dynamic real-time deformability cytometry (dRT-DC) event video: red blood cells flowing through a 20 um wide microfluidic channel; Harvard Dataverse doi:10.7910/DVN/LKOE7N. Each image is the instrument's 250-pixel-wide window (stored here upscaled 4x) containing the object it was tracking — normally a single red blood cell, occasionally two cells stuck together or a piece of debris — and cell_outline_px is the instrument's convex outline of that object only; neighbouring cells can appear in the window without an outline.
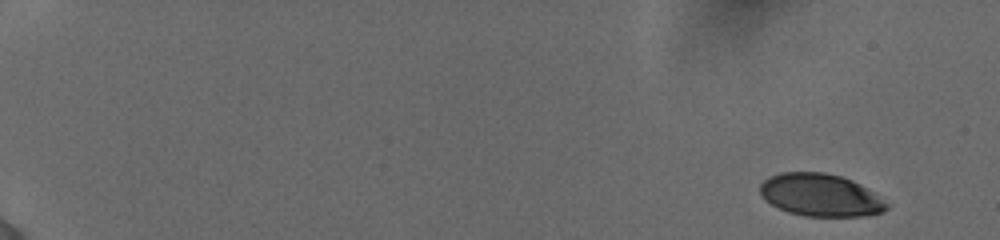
{"species": "human", "species_latin": "Homo sapiens", "temperature_condition": "cold", "stored_images_in_passage": 14, "camera_frame_rate_fps": 3000, "um_per_image_px": 0.085, "donor": {"sex": "female"}, "frame": {"image": 1, "passage_image": 1, "time_ms": 0.0, "image_size_px": [1000, 240], "cell_outline_px": [[888, 208], [884, 212], [864, 216], [804, 216], [788, 212], [764, 200], [760, 196], [760, 184], [764, 180], [780, 172], [824, 172], [840, 176], [852, 180], [868, 188], [888, 204]], "centroid_in_image_um": [69.73, 16.58], "position_along_channel_um": 15.3, "area_um2": 31.39}}
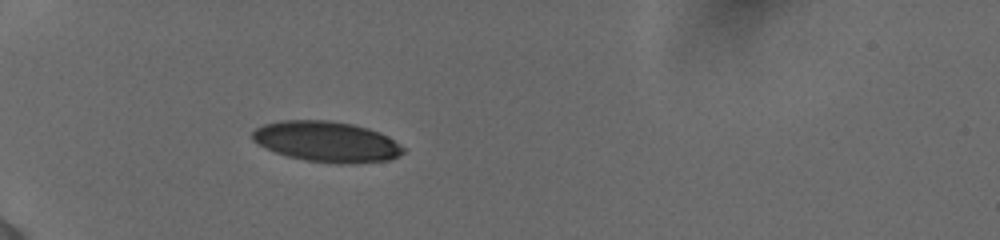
{"frame": {"image": 2, "passage_image": 10, "time_ms": 5.333, "image_size_px": [1000, 240], "cell_outline_px": [[408, 148], [404, 152], [388, 160], [352, 164], [340, 164], [304, 160], [288, 156], [276, 152], [252, 140], [252, 132], [256, 128], [264, 124], [284, 120], [328, 120], [352, 124], [368, 128], [380, 132], [388, 136]], "centroid_in_image_um": [27.82, 12.04], "position_along_channel_um": 57.2, "area_um2": 35.72}}
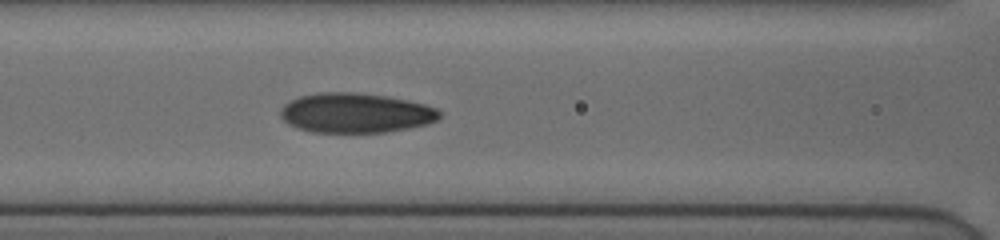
{"frame": {"image": 3, "passage_image": 14, "time_ms": 8.0, "image_size_px": [1000, 240], "cell_outline_px": [[440, 116], [436, 120], [428, 124], [408, 128], [384, 132], [312, 132], [288, 124], [280, 116], [280, 108], [284, 104], [300, 96], [320, 92], [356, 92], [388, 96], [408, 100], [424, 104], [436, 108], [440, 112]], "centroid_in_image_um": [30.22, 9.59], "position_along_channel_um": 136.4, "area_um2": 36.82}}